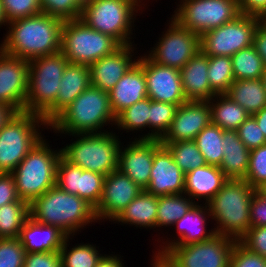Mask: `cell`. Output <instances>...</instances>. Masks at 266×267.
<instances>
[{
  "mask_svg": "<svg viewBox=\"0 0 266 267\" xmlns=\"http://www.w3.org/2000/svg\"><path fill=\"white\" fill-rule=\"evenodd\" d=\"M260 20L261 23L266 27V16L262 17Z\"/></svg>",
  "mask_w": 266,
  "mask_h": 267,
  "instance_id": "cell-61",
  "label": "cell"
},
{
  "mask_svg": "<svg viewBox=\"0 0 266 267\" xmlns=\"http://www.w3.org/2000/svg\"><path fill=\"white\" fill-rule=\"evenodd\" d=\"M147 97V85L142 65L137 61L109 91L112 112L115 117Z\"/></svg>",
  "mask_w": 266,
  "mask_h": 267,
  "instance_id": "cell-25",
  "label": "cell"
},
{
  "mask_svg": "<svg viewBox=\"0 0 266 267\" xmlns=\"http://www.w3.org/2000/svg\"><path fill=\"white\" fill-rule=\"evenodd\" d=\"M223 159L220 169L227 179H246L250 150L239 139L236 130L223 131Z\"/></svg>",
  "mask_w": 266,
  "mask_h": 267,
  "instance_id": "cell-29",
  "label": "cell"
},
{
  "mask_svg": "<svg viewBox=\"0 0 266 267\" xmlns=\"http://www.w3.org/2000/svg\"><path fill=\"white\" fill-rule=\"evenodd\" d=\"M229 267H266V258L236 241L230 255Z\"/></svg>",
  "mask_w": 266,
  "mask_h": 267,
  "instance_id": "cell-46",
  "label": "cell"
},
{
  "mask_svg": "<svg viewBox=\"0 0 266 267\" xmlns=\"http://www.w3.org/2000/svg\"><path fill=\"white\" fill-rule=\"evenodd\" d=\"M112 131L73 134L76 140L61 148V156L84 170L107 176L118 169L121 141Z\"/></svg>",
  "mask_w": 266,
  "mask_h": 267,
  "instance_id": "cell-7",
  "label": "cell"
},
{
  "mask_svg": "<svg viewBox=\"0 0 266 267\" xmlns=\"http://www.w3.org/2000/svg\"><path fill=\"white\" fill-rule=\"evenodd\" d=\"M30 217V204L18 199L0 207V238H19L20 231Z\"/></svg>",
  "mask_w": 266,
  "mask_h": 267,
  "instance_id": "cell-34",
  "label": "cell"
},
{
  "mask_svg": "<svg viewBox=\"0 0 266 267\" xmlns=\"http://www.w3.org/2000/svg\"><path fill=\"white\" fill-rule=\"evenodd\" d=\"M168 25L146 55L157 64L180 70L200 50V36L181 27L173 18Z\"/></svg>",
  "mask_w": 266,
  "mask_h": 267,
  "instance_id": "cell-14",
  "label": "cell"
},
{
  "mask_svg": "<svg viewBox=\"0 0 266 267\" xmlns=\"http://www.w3.org/2000/svg\"><path fill=\"white\" fill-rule=\"evenodd\" d=\"M120 46L114 38L92 29L81 19L64 22L61 52L71 63L90 66L98 59L112 54Z\"/></svg>",
  "mask_w": 266,
  "mask_h": 267,
  "instance_id": "cell-10",
  "label": "cell"
},
{
  "mask_svg": "<svg viewBox=\"0 0 266 267\" xmlns=\"http://www.w3.org/2000/svg\"><path fill=\"white\" fill-rule=\"evenodd\" d=\"M127 143V147L121 144L118 170L146 190L153 167L154 152L162 145L161 140L133 139Z\"/></svg>",
  "mask_w": 266,
  "mask_h": 267,
  "instance_id": "cell-19",
  "label": "cell"
},
{
  "mask_svg": "<svg viewBox=\"0 0 266 267\" xmlns=\"http://www.w3.org/2000/svg\"><path fill=\"white\" fill-rule=\"evenodd\" d=\"M236 131L238 132L239 139L250 151L266 144L263 132L251 115Z\"/></svg>",
  "mask_w": 266,
  "mask_h": 267,
  "instance_id": "cell-47",
  "label": "cell"
},
{
  "mask_svg": "<svg viewBox=\"0 0 266 267\" xmlns=\"http://www.w3.org/2000/svg\"><path fill=\"white\" fill-rule=\"evenodd\" d=\"M20 199L11 173H0V207Z\"/></svg>",
  "mask_w": 266,
  "mask_h": 267,
  "instance_id": "cell-51",
  "label": "cell"
},
{
  "mask_svg": "<svg viewBox=\"0 0 266 267\" xmlns=\"http://www.w3.org/2000/svg\"><path fill=\"white\" fill-rule=\"evenodd\" d=\"M236 240L215 234L203 242L173 245L156 262L161 267H229Z\"/></svg>",
  "mask_w": 266,
  "mask_h": 267,
  "instance_id": "cell-11",
  "label": "cell"
},
{
  "mask_svg": "<svg viewBox=\"0 0 266 267\" xmlns=\"http://www.w3.org/2000/svg\"><path fill=\"white\" fill-rule=\"evenodd\" d=\"M23 267H61L59 251L26 253Z\"/></svg>",
  "mask_w": 266,
  "mask_h": 267,
  "instance_id": "cell-49",
  "label": "cell"
},
{
  "mask_svg": "<svg viewBox=\"0 0 266 267\" xmlns=\"http://www.w3.org/2000/svg\"><path fill=\"white\" fill-rule=\"evenodd\" d=\"M17 113L15 109L9 105L0 103V130L9 122V120Z\"/></svg>",
  "mask_w": 266,
  "mask_h": 267,
  "instance_id": "cell-55",
  "label": "cell"
},
{
  "mask_svg": "<svg viewBox=\"0 0 266 267\" xmlns=\"http://www.w3.org/2000/svg\"><path fill=\"white\" fill-rule=\"evenodd\" d=\"M210 123L209 101H186L177 107L171 126L161 143L194 140Z\"/></svg>",
  "mask_w": 266,
  "mask_h": 267,
  "instance_id": "cell-20",
  "label": "cell"
},
{
  "mask_svg": "<svg viewBox=\"0 0 266 267\" xmlns=\"http://www.w3.org/2000/svg\"><path fill=\"white\" fill-rule=\"evenodd\" d=\"M121 45L112 54L92 63L90 67L91 85L109 92L124 74L138 61L134 56V46Z\"/></svg>",
  "mask_w": 266,
  "mask_h": 267,
  "instance_id": "cell-22",
  "label": "cell"
},
{
  "mask_svg": "<svg viewBox=\"0 0 266 267\" xmlns=\"http://www.w3.org/2000/svg\"><path fill=\"white\" fill-rule=\"evenodd\" d=\"M105 176L84 170L59 158L56 168V185L67 193L77 195L85 200L94 209L99 205Z\"/></svg>",
  "mask_w": 266,
  "mask_h": 267,
  "instance_id": "cell-16",
  "label": "cell"
},
{
  "mask_svg": "<svg viewBox=\"0 0 266 267\" xmlns=\"http://www.w3.org/2000/svg\"><path fill=\"white\" fill-rule=\"evenodd\" d=\"M66 238L57 227L41 224L31 217L26 220L19 235L26 253L60 251Z\"/></svg>",
  "mask_w": 266,
  "mask_h": 267,
  "instance_id": "cell-27",
  "label": "cell"
},
{
  "mask_svg": "<svg viewBox=\"0 0 266 267\" xmlns=\"http://www.w3.org/2000/svg\"><path fill=\"white\" fill-rule=\"evenodd\" d=\"M195 202L185 193L158 196L156 227H169L183 217Z\"/></svg>",
  "mask_w": 266,
  "mask_h": 267,
  "instance_id": "cell-33",
  "label": "cell"
},
{
  "mask_svg": "<svg viewBox=\"0 0 266 267\" xmlns=\"http://www.w3.org/2000/svg\"><path fill=\"white\" fill-rule=\"evenodd\" d=\"M29 63L0 49V103L24 111L28 92Z\"/></svg>",
  "mask_w": 266,
  "mask_h": 267,
  "instance_id": "cell-18",
  "label": "cell"
},
{
  "mask_svg": "<svg viewBox=\"0 0 266 267\" xmlns=\"http://www.w3.org/2000/svg\"><path fill=\"white\" fill-rule=\"evenodd\" d=\"M223 131L219 126L210 123L194 139L199 151L209 165L220 167L223 159Z\"/></svg>",
  "mask_w": 266,
  "mask_h": 267,
  "instance_id": "cell-36",
  "label": "cell"
},
{
  "mask_svg": "<svg viewBox=\"0 0 266 267\" xmlns=\"http://www.w3.org/2000/svg\"><path fill=\"white\" fill-rule=\"evenodd\" d=\"M144 0H89L83 3L81 20L92 29L131 45L133 24ZM133 26V27H132Z\"/></svg>",
  "mask_w": 266,
  "mask_h": 267,
  "instance_id": "cell-6",
  "label": "cell"
},
{
  "mask_svg": "<svg viewBox=\"0 0 266 267\" xmlns=\"http://www.w3.org/2000/svg\"><path fill=\"white\" fill-rule=\"evenodd\" d=\"M253 46L263 60L266 68V27L260 23L255 31Z\"/></svg>",
  "mask_w": 266,
  "mask_h": 267,
  "instance_id": "cell-53",
  "label": "cell"
},
{
  "mask_svg": "<svg viewBox=\"0 0 266 267\" xmlns=\"http://www.w3.org/2000/svg\"><path fill=\"white\" fill-rule=\"evenodd\" d=\"M82 3H84V2H87V1H89V0H80Z\"/></svg>",
  "mask_w": 266,
  "mask_h": 267,
  "instance_id": "cell-62",
  "label": "cell"
},
{
  "mask_svg": "<svg viewBox=\"0 0 266 267\" xmlns=\"http://www.w3.org/2000/svg\"><path fill=\"white\" fill-rule=\"evenodd\" d=\"M226 180L218 166L206 164L185 174L184 193L197 204L202 198L206 199L204 204H207L221 190Z\"/></svg>",
  "mask_w": 266,
  "mask_h": 267,
  "instance_id": "cell-28",
  "label": "cell"
},
{
  "mask_svg": "<svg viewBox=\"0 0 266 267\" xmlns=\"http://www.w3.org/2000/svg\"><path fill=\"white\" fill-rule=\"evenodd\" d=\"M149 114L150 98L146 97L120 112L116 116L115 126L120 130H126V132L146 130Z\"/></svg>",
  "mask_w": 266,
  "mask_h": 267,
  "instance_id": "cell-41",
  "label": "cell"
},
{
  "mask_svg": "<svg viewBox=\"0 0 266 267\" xmlns=\"http://www.w3.org/2000/svg\"><path fill=\"white\" fill-rule=\"evenodd\" d=\"M256 189L243 179H227L207 203L215 233L238 241L251 227L250 203Z\"/></svg>",
  "mask_w": 266,
  "mask_h": 267,
  "instance_id": "cell-4",
  "label": "cell"
},
{
  "mask_svg": "<svg viewBox=\"0 0 266 267\" xmlns=\"http://www.w3.org/2000/svg\"><path fill=\"white\" fill-rule=\"evenodd\" d=\"M143 189L120 170L105 176L103 192L95 215L98 222L102 219L112 221L134 200Z\"/></svg>",
  "mask_w": 266,
  "mask_h": 267,
  "instance_id": "cell-17",
  "label": "cell"
},
{
  "mask_svg": "<svg viewBox=\"0 0 266 267\" xmlns=\"http://www.w3.org/2000/svg\"><path fill=\"white\" fill-rule=\"evenodd\" d=\"M209 106L211 123L219 126L222 130H237L250 116L242 106L232 101L226 94L213 96L209 100Z\"/></svg>",
  "mask_w": 266,
  "mask_h": 267,
  "instance_id": "cell-32",
  "label": "cell"
},
{
  "mask_svg": "<svg viewBox=\"0 0 266 267\" xmlns=\"http://www.w3.org/2000/svg\"><path fill=\"white\" fill-rule=\"evenodd\" d=\"M225 94L250 115L266 106V89L261 79L234 80Z\"/></svg>",
  "mask_w": 266,
  "mask_h": 267,
  "instance_id": "cell-31",
  "label": "cell"
},
{
  "mask_svg": "<svg viewBox=\"0 0 266 267\" xmlns=\"http://www.w3.org/2000/svg\"><path fill=\"white\" fill-rule=\"evenodd\" d=\"M25 255L19 238H0V267H23Z\"/></svg>",
  "mask_w": 266,
  "mask_h": 267,
  "instance_id": "cell-44",
  "label": "cell"
},
{
  "mask_svg": "<svg viewBox=\"0 0 266 267\" xmlns=\"http://www.w3.org/2000/svg\"><path fill=\"white\" fill-rule=\"evenodd\" d=\"M42 13L63 20L80 19L83 3L80 0H39Z\"/></svg>",
  "mask_w": 266,
  "mask_h": 267,
  "instance_id": "cell-42",
  "label": "cell"
},
{
  "mask_svg": "<svg viewBox=\"0 0 266 267\" xmlns=\"http://www.w3.org/2000/svg\"><path fill=\"white\" fill-rule=\"evenodd\" d=\"M65 20L39 13L9 22L0 49L27 61L61 51Z\"/></svg>",
  "mask_w": 266,
  "mask_h": 267,
  "instance_id": "cell-1",
  "label": "cell"
},
{
  "mask_svg": "<svg viewBox=\"0 0 266 267\" xmlns=\"http://www.w3.org/2000/svg\"><path fill=\"white\" fill-rule=\"evenodd\" d=\"M251 227L266 226V198L255 191L250 203Z\"/></svg>",
  "mask_w": 266,
  "mask_h": 267,
  "instance_id": "cell-50",
  "label": "cell"
},
{
  "mask_svg": "<svg viewBox=\"0 0 266 267\" xmlns=\"http://www.w3.org/2000/svg\"><path fill=\"white\" fill-rule=\"evenodd\" d=\"M179 3L171 18L199 36L240 15L238 0H181Z\"/></svg>",
  "mask_w": 266,
  "mask_h": 267,
  "instance_id": "cell-12",
  "label": "cell"
},
{
  "mask_svg": "<svg viewBox=\"0 0 266 267\" xmlns=\"http://www.w3.org/2000/svg\"><path fill=\"white\" fill-rule=\"evenodd\" d=\"M115 121L109 92L90 85L49 124V129L69 136L103 133V131L107 132L103 129L104 126L108 124L113 126Z\"/></svg>",
  "mask_w": 266,
  "mask_h": 267,
  "instance_id": "cell-3",
  "label": "cell"
},
{
  "mask_svg": "<svg viewBox=\"0 0 266 267\" xmlns=\"http://www.w3.org/2000/svg\"><path fill=\"white\" fill-rule=\"evenodd\" d=\"M8 22L42 13L39 0H2Z\"/></svg>",
  "mask_w": 266,
  "mask_h": 267,
  "instance_id": "cell-45",
  "label": "cell"
},
{
  "mask_svg": "<svg viewBox=\"0 0 266 267\" xmlns=\"http://www.w3.org/2000/svg\"><path fill=\"white\" fill-rule=\"evenodd\" d=\"M137 59L144 70L148 98L177 106L187 101L180 70L157 64L145 54Z\"/></svg>",
  "mask_w": 266,
  "mask_h": 267,
  "instance_id": "cell-15",
  "label": "cell"
},
{
  "mask_svg": "<svg viewBox=\"0 0 266 267\" xmlns=\"http://www.w3.org/2000/svg\"><path fill=\"white\" fill-rule=\"evenodd\" d=\"M180 74L187 101H209L216 95L208 81V55L201 50L180 69Z\"/></svg>",
  "mask_w": 266,
  "mask_h": 267,
  "instance_id": "cell-26",
  "label": "cell"
},
{
  "mask_svg": "<svg viewBox=\"0 0 266 267\" xmlns=\"http://www.w3.org/2000/svg\"><path fill=\"white\" fill-rule=\"evenodd\" d=\"M177 107V105L150 99V114L148 117L149 133L143 134L138 138L135 137L134 139L161 140L171 126Z\"/></svg>",
  "mask_w": 266,
  "mask_h": 267,
  "instance_id": "cell-37",
  "label": "cell"
},
{
  "mask_svg": "<svg viewBox=\"0 0 266 267\" xmlns=\"http://www.w3.org/2000/svg\"><path fill=\"white\" fill-rule=\"evenodd\" d=\"M8 19H7V16L5 14V11H4V6L2 5V0H0V28L2 27V25L5 27L7 26L8 27Z\"/></svg>",
  "mask_w": 266,
  "mask_h": 267,
  "instance_id": "cell-57",
  "label": "cell"
},
{
  "mask_svg": "<svg viewBox=\"0 0 266 267\" xmlns=\"http://www.w3.org/2000/svg\"><path fill=\"white\" fill-rule=\"evenodd\" d=\"M61 149H51L43 137L11 172L21 200L31 204L56 185Z\"/></svg>",
  "mask_w": 266,
  "mask_h": 267,
  "instance_id": "cell-5",
  "label": "cell"
},
{
  "mask_svg": "<svg viewBox=\"0 0 266 267\" xmlns=\"http://www.w3.org/2000/svg\"><path fill=\"white\" fill-rule=\"evenodd\" d=\"M157 209L158 196L143 190L113 221L121 222V225L156 229Z\"/></svg>",
  "mask_w": 266,
  "mask_h": 267,
  "instance_id": "cell-30",
  "label": "cell"
},
{
  "mask_svg": "<svg viewBox=\"0 0 266 267\" xmlns=\"http://www.w3.org/2000/svg\"><path fill=\"white\" fill-rule=\"evenodd\" d=\"M238 241L250 251L266 258V226L250 227Z\"/></svg>",
  "mask_w": 266,
  "mask_h": 267,
  "instance_id": "cell-48",
  "label": "cell"
},
{
  "mask_svg": "<svg viewBox=\"0 0 266 267\" xmlns=\"http://www.w3.org/2000/svg\"><path fill=\"white\" fill-rule=\"evenodd\" d=\"M105 254L96 267H125L120 255Z\"/></svg>",
  "mask_w": 266,
  "mask_h": 267,
  "instance_id": "cell-54",
  "label": "cell"
},
{
  "mask_svg": "<svg viewBox=\"0 0 266 267\" xmlns=\"http://www.w3.org/2000/svg\"><path fill=\"white\" fill-rule=\"evenodd\" d=\"M69 239L72 240V238L67 237L59 251L61 267H96L98 262L105 255L99 253L100 251L97 250L96 245L94 246V244L89 243L84 244V242L82 244H76L69 250Z\"/></svg>",
  "mask_w": 266,
  "mask_h": 267,
  "instance_id": "cell-35",
  "label": "cell"
},
{
  "mask_svg": "<svg viewBox=\"0 0 266 267\" xmlns=\"http://www.w3.org/2000/svg\"><path fill=\"white\" fill-rule=\"evenodd\" d=\"M231 60L234 80L262 78L265 66L253 45L235 53Z\"/></svg>",
  "mask_w": 266,
  "mask_h": 267,
  "instance_id": "cell-38",
  "label": "cell"
},
{
  "mask_svg": "<svg viewBox=\"0 0 266 267\" xmlns=\"http://www.w3.org/2000/svg\"><path fill=\"white\" fill-rule=\"evenodd\" d=\"M205 205V206H204ZM207 216V217H206ZM211 218L208 205L195 203L188 212L181 217L177 222L172 226H176L175 230L177 231L178 238L177 240L173 237L174 240L167 238L165 242L159 245V249H156L155 254L153 255V261H156L168 248L173 245H186L195 242H203L210 239L215 235V229L207 230V220ZM170 239V240H169Z\"/></svg>",
  "mask_w": 266,
  "mask_h": 267,
  "instance_id": "cell-21",
  "label": "cell"
},
{
  "mask_svg": "<svg viewBox=\"0 0 266 267\" xmlns=\"http://www.w3.org/2000/svg\"><path fill=\"white\" fill-rule=\"evenodd\" d=\"M30 217L41 224L57 227L67 237H74L88 224L97 222L95 209L90 204L57 185L30 204Z\"/></svg>",
  "mask_w": 266,
  "mask_h": 267,
  "instance_id": "cell-2",
  "label": "cell"
},
{
  "mask_svg": "<svg viewBox=\"0 0 266 267\" xmlns=\"http://www.w3.org/2000/svg\"><path fill=\"white\" fill-rule=\"evenodd\" d=\"M256 191L263 197L266 198V182L260 185Z\"/></svg>",
  "mask_w": 266,
  "mask_h": 267,
  "instance_id": "cell-58",
  "label": "cell"
},
{
  "mask_svg": "<svg viewBox=\"0 0 266 267\" xmlns=\"http://www.w3.org/2000/svg\"><path fill=\"white\" fill-rule=\"evenodd\" d=\"M261 80L263 81L264 88L266 89V68L264 70V73L262 74Z\"/></svg>",
  "mask_w": 266,
  "mask_h": 267,
  "instance_id": "cell-59",
  "label": "cell"
},
{
  "mask_svg": "<svg viewBox=\"0 0 266 267\" xmlns=\"http://www.w3.org/2000/svg\"><path fill=\"white\" fill-rule=\"evenodd\" d=\"M41 125L49 129L42 116L23 111L0 130V173H11L44 137Z\"/></svg>",
  "mask_w": 266,
  "mask_h": 267,
  "instance_id": "cell-8",
  "label": "cell"
},
{
  "mask_svg": "<svg viewBox=\"0 0 266 267\" xmlns=\"http://www.w3.org/2000/svg\"><path fill=\"white\" fill-rule=\"evenodd\" d=\"M171 153L173 160L183 173L206 165V161L194 140L161 143Z\"/></svg>",
  "mask_w": 266,
  "mask_h": 267,
  "instance_id": "cell-39",
  "label": "cell"
},
{
  "mask_svg": "<svg viewBox=\"0 0 266 267\" xmlns=\"http://www.w3.org/2000/svg\"><path fill=\"white\" fill-rule=\"evenodd\" d=\"M256 123L258 124L260 130L263 132V135L266 138V106L262 108L259 112L251 115Z\"/></svg>",
  "mask_w": 266,
  "mask_h": 267,
  "instance_id": "cell-56",
  "label": "cell"
},
{
  "mask_svg": "<svg viewBox=\"0 0 266 267\" xmlns=\"http://www.w3.org/2000/svg\"><path fill=\"white\" fill-rule=\"evenodd\" d=\"M245 181L255 189L266 182V144L250 151Z\"/></svg>",
  "mask_w": 266,
  "mask_h": 267,
  "instance_id": "cell-43",
  "label": "cell"
},
{
  "mask_svg": "<svg viewBox=\"0 0 266 267\" xmlns=\"http://www.w3.org/2000/svg\"><path fill=\"white\" fill-rule=\"evenodd\" d=\"M208 81L216 94H225L234 82L231 57L208 56Z\"/></svg>",
  "mask_w": 266,
  "mask_h": 267,
  "instance_id": "cell-40",
  "label": "cell"
},
{
  "mask_svg": "<svg viewBox=\"0 0 266 267\" xmlns=\"http://www.w3.org/2000/svg\"><path fill=\"white\" fill-rule=\"evenodd\" d=\"M185 173H183L169 150L161 145L153 157V167L146 191L155 196L184 193Z\"/></svg>",
  "mask_w": 266,
  "mask_h": 267,
  "instance_id": "cell-23",
  "label": "cell"
},
{
  "mask_svg": "<svg viewBox=\"0 0 266 267\" xmlns=\"http://www.w3.org/2000/svg\"><path fill=\"white\" fill-rule=\"evenodd\" d=\"M239 13L262 18L266 16V0H238Z\"/></svg>",
  "mask_w": 266,
  "mask_h": 267,
  "instance_id": "cell-52",
  "label": "cell"
},
{
  "mask_svg": "<svg viewBox=\"0 0 266 267\" xmlns=\"http://www.w3.org/2000/svg\"><path fill=\"white\" fill-rule=\"evenodd\" d=\"M68 62L61 51L28 61V92L24 112L42 116L55 103Z\"/></svg>",
  "mask_w": 266,
  "mask_h": 267,
  "instance_id": "cell-9",
  "label": "cell"
},
{
  "mask_svg": "<svg viewBox=\"0 0 266 267\" xmlns=\"http://www.w3.org/2000/svg\"><path fill=\"white\" fill-rule=\"evenodd\" d=\"M151 267H161L156 261H151Z\"/></svg>",
  "mask_w": 266,
  "mask_h": 267,
  "instance_id": "cell-60",
  "label": "cell"
},
{
  "mask_svg": "<svg viewBox=\"0 0 266 267\" xmlns=\"http://www.w3.org/2000/svg\"><path fill=\"white\" fill-rule=\"evenodd\" d=\"M59 85L55 103L42 115L48 125L91 85L90 67L68 62Z\"/></svg>",
  "mask_w": 266,
  "mask_h": 267,
  "instance_id": "cell-24",
  "label": "cell"
},
{
  "mask_svg": "<svg viewBox=\"0 0 266 267\" xmlns=\"http://www.w3.org/2000/svg\"><path fill=\"white\" fill-rule=\"evenodd\" d=\"M260 18L240 14L233 21L206 31L200 36V50L208 56L232 57L253 45Z\"/></svg>",
  "mask_w": 266,
  "mask_h": 267,
  "instance_id": "cell-13",
  "label": "cell"
}]
</instances>
